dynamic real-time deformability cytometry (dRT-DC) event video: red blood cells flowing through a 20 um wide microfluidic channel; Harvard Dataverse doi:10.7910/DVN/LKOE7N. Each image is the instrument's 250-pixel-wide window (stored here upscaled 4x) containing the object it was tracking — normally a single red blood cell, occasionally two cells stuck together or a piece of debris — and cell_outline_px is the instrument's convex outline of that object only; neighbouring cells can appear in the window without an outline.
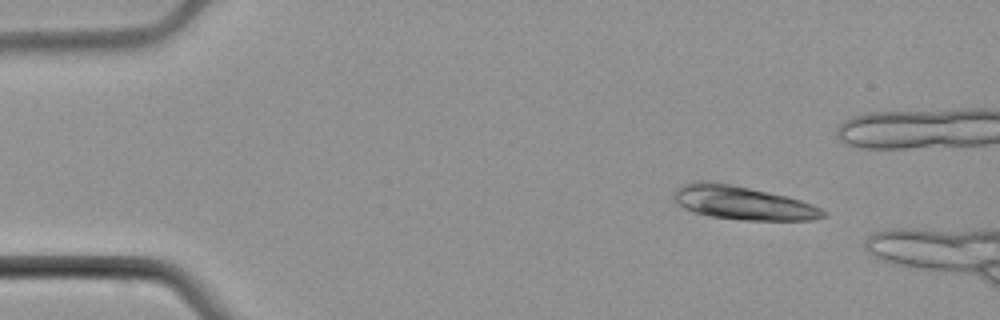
{"species": "common noctule bat (a hibernating species)", "species_latin": "Nyctalus noctula", "temperature_condition": "cold", "stored_images_in_passage": 8, "camera_frame_rate_fps": 3000, "um_per_image_px": 0.085, "animal": {"sex": "male", "body_mass_g": 21.5, "forearm_length_mm": 52.0}, "frame": {"image": 1, "passage_image": 2, "time_ms": 1.333, "image_size_px": [1000, 320], "cell_outline_px": [[828, 212], [824, 216], [812, 220], [740, 220], [708, 216], [684, 208], [676, 204], [672, 196], [672, 192], [680, 184], [692, 180], [708, 180], [732, 184], [788, 196], [812, 204]], "centroid_in_image_um": [63.05, 17.22], "position_along_channel_um": 21.9, "area_um2": 29.77}}